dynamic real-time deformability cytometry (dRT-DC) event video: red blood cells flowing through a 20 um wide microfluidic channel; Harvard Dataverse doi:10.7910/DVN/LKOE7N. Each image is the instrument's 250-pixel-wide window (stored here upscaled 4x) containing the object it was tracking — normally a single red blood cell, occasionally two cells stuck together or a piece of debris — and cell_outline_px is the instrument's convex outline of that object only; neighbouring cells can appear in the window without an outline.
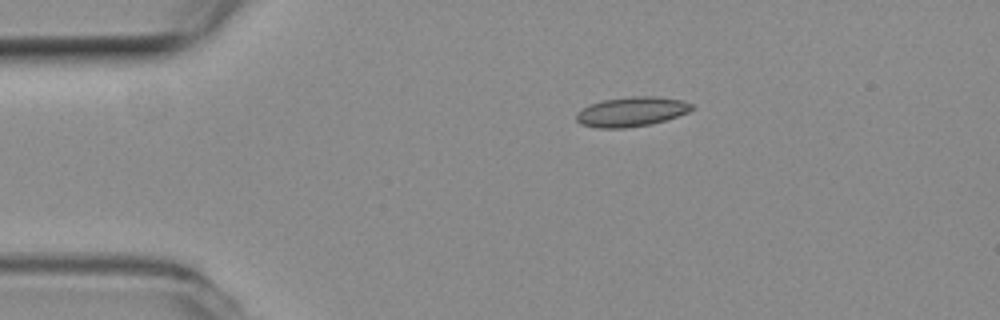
{"species": "common noctule bat (a hibernating species)", "species_latin": "Nyctalus noctula", "temperature_condition": "room temperature", "stored_images_in_passage": 5, "camera_frame_rate_fps": 3000, "um_per_image_px": 0.085, "animal": {"sex": "female", "body_mass_g": 19.3, "forearm_length_mm": 54.1}, "frame": {"image": 1, "passage_image": 1, "time_ms": 0.0, "image_size_px": [1000, 320], "cell_outline_px": [[692, 108], [688, 112], [664, 120], [648, 124], [624, 128], [596, 128], [580, 124], [576, 120], [576, 112], [592, 104], [604, 100], [632, 96], [656, 96], [680, 100], [692, 104]], "centroid_in_image_um": [53.63, 9.5], "position_along_channel_um": 31.4, "area_um2": 19.59}}
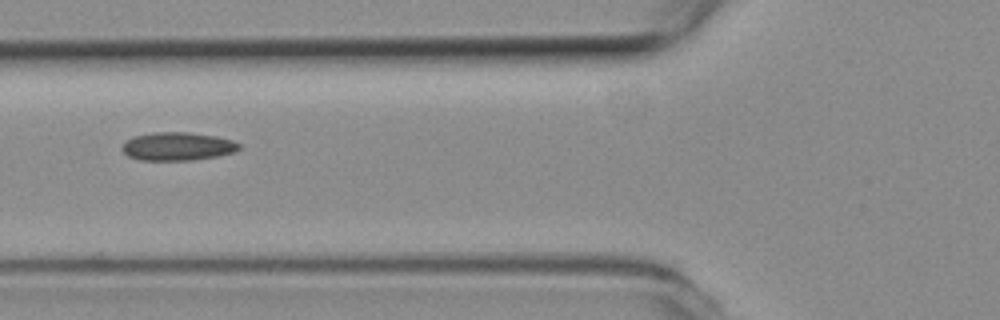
{"frame": {"image": 2, "passage_image": 4, "time_ms": 1.0, "image_size_px": [1000, 320], "cell_outline_px": [[240, 148], [236, 152], [216, 156], [192, 160], [140, 160], [128, 156], [120, 148], [124, 140], [132, 136], [152, 132], [188, 132], [216, 136], [232, 140], [240, 144]], "centroid_in_image_um": [15.05, 12.43], "position_along_channel_um": 110.7, "area_um2": 19.48}}
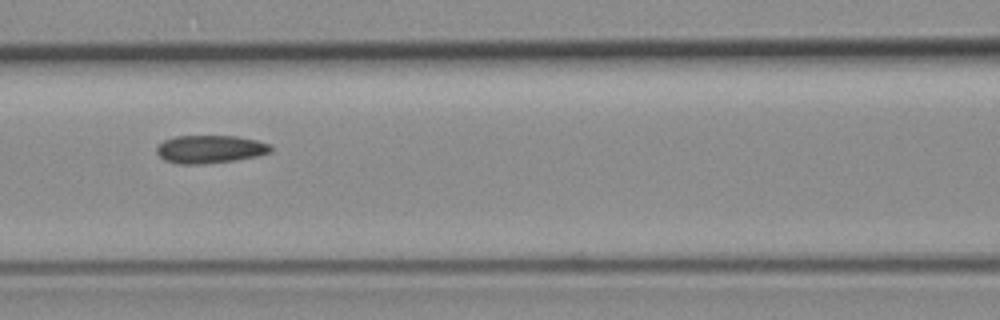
{"frame": {"image": 3, "passage_image": 5, "time_ms": 1.333, "image_size_px": [1000, 320], "cell_outline_px": [[272, 148], [268, 152], [256, 156], [236, 160], [204, 164], [176, 164], [164, 160], [156, 152], [156, 148], [164, 140], [176, 136], [236, 136], [256, 140], [268, 144]], "centroid_in_image_um": [17.8, 12.69], "position_along_channel_um": 148.8, "area_um2": 18.5}}